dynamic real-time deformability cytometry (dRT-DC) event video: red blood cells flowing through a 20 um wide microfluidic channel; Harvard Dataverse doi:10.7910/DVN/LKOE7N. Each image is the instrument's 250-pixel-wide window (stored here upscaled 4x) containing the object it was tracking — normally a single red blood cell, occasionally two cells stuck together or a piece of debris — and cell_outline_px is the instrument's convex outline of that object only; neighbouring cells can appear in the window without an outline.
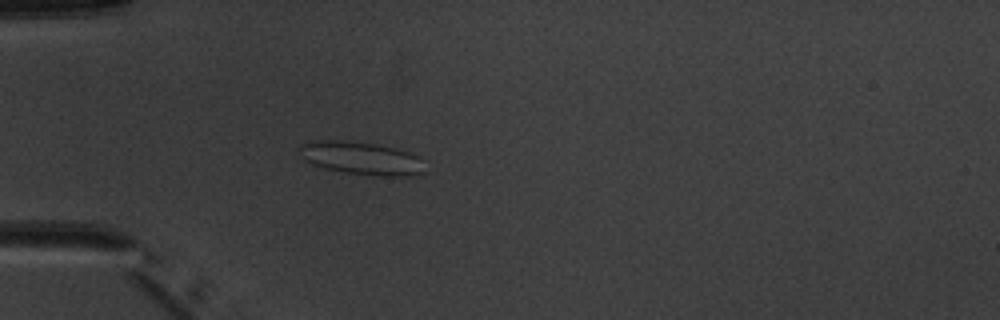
{"species": "common noctule bat (a hibernating species)", "species_latin": "Nyctalus noctula", "temperature_condition": "warm", "stored_images_in_passage": 4, "camera_frame_rate_fps": 3000, "um_per_image_px": 0.085, "animal": {"sex": "male", "body_mass_g": 20.1, "forearm_length_mm": 53.5}, "frame": {"image": 1, "passage_image": 4, "time_ms": 4.333, "image_size_px": [1000, 320], "cell_outline_px": [[424, 172], [412, 176], [380, 176], [344, 172], [324, 168], [312, 164], [304, 160], [296, 152], [296, 148], [300, 144], [312, 140], [344, 140], [376, 144], [396, 148], [408, 152], [424, 160]], "centroid_in_image_um": [30.66, 13.44], "position_along_channel_um": 54.3, "area_um2": 24.51}}